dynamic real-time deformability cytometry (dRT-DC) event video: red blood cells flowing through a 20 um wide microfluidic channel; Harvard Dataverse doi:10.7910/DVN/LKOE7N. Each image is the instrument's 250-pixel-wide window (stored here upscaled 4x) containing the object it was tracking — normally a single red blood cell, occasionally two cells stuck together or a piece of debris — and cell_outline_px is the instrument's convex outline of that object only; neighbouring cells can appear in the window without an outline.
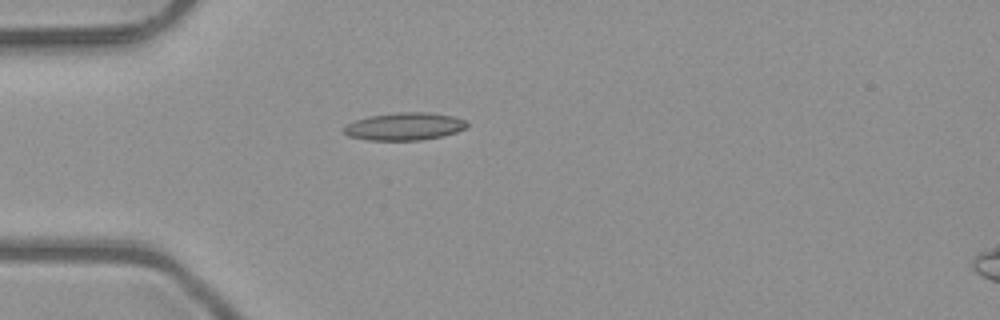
{"species": "common noctule bat (a hibernating species)", "species_latin": "Nyctalus noctula", "temperature_condition": "room temperature", "stored_images_in_passage": 2, "camera_frame_rate_fps": 3000, "um_per_image_px": 0.085, "animal": {"sex": "male", "body_mass_g": 23.1, "forearm_length_mm": 52.7}, "frame": {"image": 1, "passage_image": 1, "time_ms": 0.0, "image_size_px": [1000, 320], "cell_outline_px": [[468, 124], [464, 128], [456, 132], [444, 136], [420, 140], [368, 140], [348, 136], [344, 132], [344, 128], [348, 124], [356, 120], [368, 116], [396, 112], [428, 112], [452, 116], [464, 120]], "centroid_in_image_um": [34.37, 10.74], "position_along_channel_um": 50.6, "area_um2": 19.71}}